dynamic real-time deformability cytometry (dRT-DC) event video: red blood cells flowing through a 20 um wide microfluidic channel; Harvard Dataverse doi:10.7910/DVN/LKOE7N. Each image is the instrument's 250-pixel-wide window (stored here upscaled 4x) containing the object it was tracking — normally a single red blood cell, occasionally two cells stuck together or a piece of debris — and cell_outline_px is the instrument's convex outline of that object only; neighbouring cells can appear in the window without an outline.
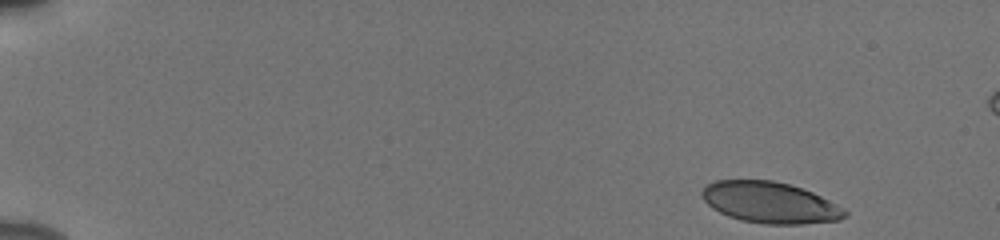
{"species": "human", "species_latin": "Homo sapiens", "temperature_condition": "cold", "stored_images_in_passage": 50, "camera_frame_rate_fps": 3000, "um_per_image_px": 0.085, "donor": {"sex": "male"}, "frame": {"image": 1, "passage_image": 1, "time_ms": 0.0, "image_size_px": [1000, 240], "cell_outline_px": [[848, 216], [840, 220], [800, 224], [764, 224], [740, 220], [728, 216], [712, 208], [704, 200], [700, 192], [708, 184], [716, 180], [772, 180], [788, 184], [812, 192], [844, 208], [848, 212]], "centroid_in_image_um": [65.45, 17.22], "position_along_channel_um": 19.5, "area_um2": 34.22}}
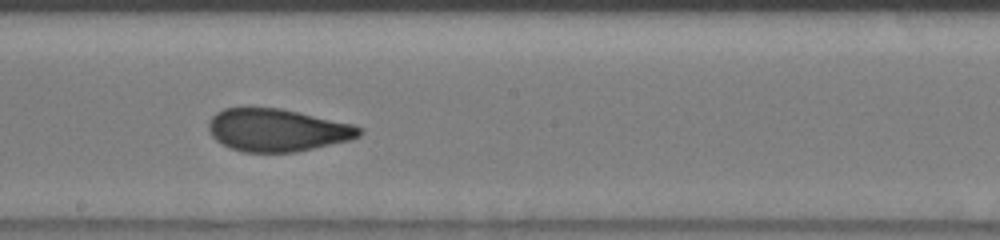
{"frame": {"image": 2, "passage_image": 28, "time_ms": 9.0, "image_size_px": [1000, 240], "cell_outline_px": [[364, 132], [360, 136], [352, 140], [296, 152], [244, 152], [220, 144], [212, 136], [208, 128], [208, 120], [216, 112], [224, 108], [280, 108], [352, 124], [364, 128]], "centroid_in_image_um": [23.58, 11.06], "position_along_channel_um": 224.6, "area_um2": 37.57}}
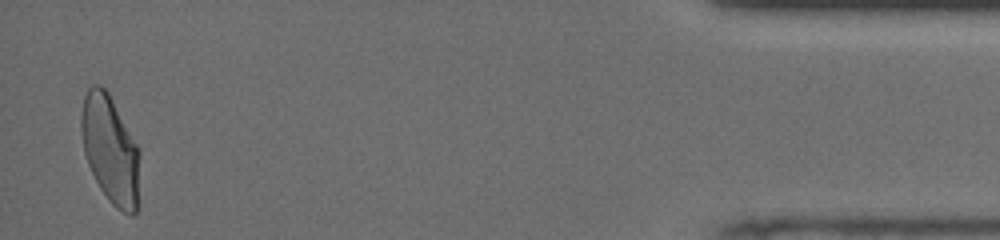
{"frame": {"image": 3, "passage_image": 49, "time_ms": 16.0, "image_size_px": [1000, 240], "cell_outline_px": [[140, 156], [136, 212], [132, 216], [116, 208], [108, 200], [100, 188], [88, 164], [84, 152], [80, 128], [80, 116], [84, 96], [88, 88], [92, 84], [100, 84], [108, 92], [140, 148]], "centroid_in_image_um": [9.37, 12.68], "position_along_channel_um": 425.8, "area_um2": 36.99}, "authors_computed_cell_mechanics": {"area_um2": 37.1654, "velocity_mm_per_s": 3.8466, "shape_relaxation_time_tau1_ms": 4.4606, "shape_relaxation_time_tau2_ms": 1.0085, "deformation_change_tau1": 0.1597, "deformation_change_tau2": 0.0766}}